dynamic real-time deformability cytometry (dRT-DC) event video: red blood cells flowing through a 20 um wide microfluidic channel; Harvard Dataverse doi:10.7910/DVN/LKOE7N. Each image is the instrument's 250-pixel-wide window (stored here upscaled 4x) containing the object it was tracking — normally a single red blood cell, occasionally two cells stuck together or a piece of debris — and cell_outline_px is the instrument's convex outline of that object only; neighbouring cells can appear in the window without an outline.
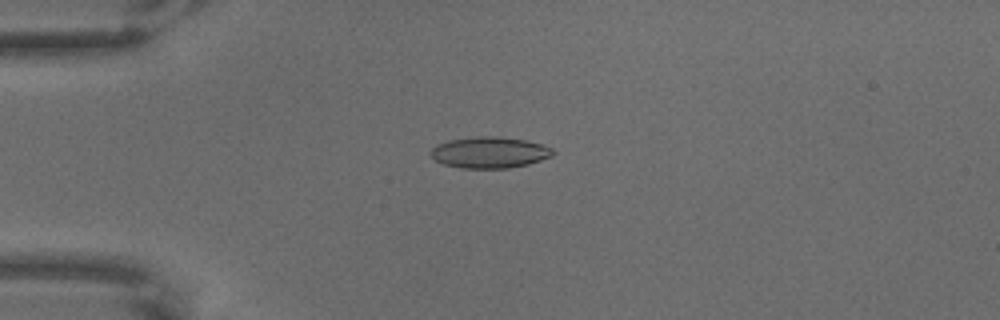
{"species": "common noctule bat (a hibernating species)", "species_latin": "Nyctalus noctula", "temperature_condition": "warm", "stored_images_in_passage": 6, "camera_frame_rate_fps": 3000, "um_per_image_px": 0.085, "animal": {"sex": "male", "body_mass_g": 18.8}, "frame": {"image": 1, "passage_image": 4, "time_ms": 1.0, "image_size_px": [1000, 320], "cell_outline_px": [[556, 152], [552, 156], [528, 164], [508, 168], [460, 168], [444, 164], [436, 160], [428, 152], [436, 144], [448, 140], [476, 136], [500, 136], [524, 140], [544, 144], [552, 148]], "centroid_in_image_um": [41.62, 12.95], "position_along_channel_um": 43.4, "area_um2": 22.43}}